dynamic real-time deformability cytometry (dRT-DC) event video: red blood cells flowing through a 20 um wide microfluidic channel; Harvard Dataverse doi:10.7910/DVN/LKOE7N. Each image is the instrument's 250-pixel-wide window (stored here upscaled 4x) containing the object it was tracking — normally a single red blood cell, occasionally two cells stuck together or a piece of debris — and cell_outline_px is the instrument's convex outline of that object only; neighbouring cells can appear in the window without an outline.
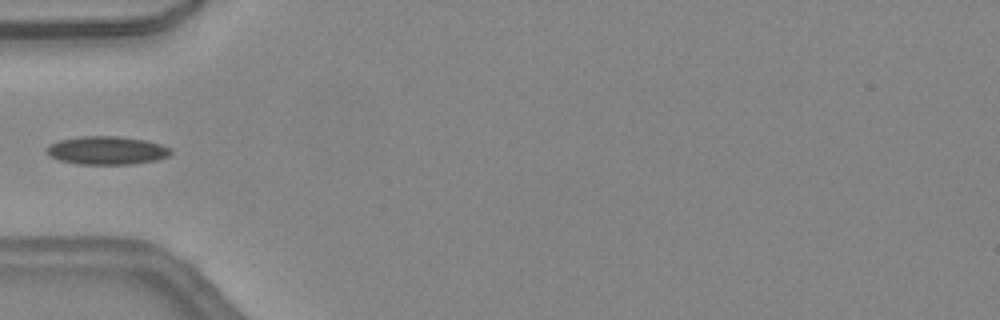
{"species": "common noctule bat (a hibernating species)", "species_latin": "Nyctalus noctula", "temperature_condition": "warm", "stored_images_in_passage": 31, "camera_frame_rate_fps": 3000, "um_per_image_px": 0.085, "animal": {"sex": "female", "body_mass_g": 24.6, "forearm_length_mm": 56.2}, "frame": {"image": 1, "passage_image": 1, "time_ms": 0.0, "image_size_px": [1000, 320], "cell_outline_px": [[172, 152], [168, 156], [156, 160], [132, 164], [76, 164], [60, 160], [52, 156], [44, 148], [48, 144], [60, 140], [80, 136], [120, 136], [144, 140], [160, 144], [172, 148]], "centroid_in_image_um": [9.08, 12.78], "position_along_channel_um": 75.9, "area_um2": 20.46}}
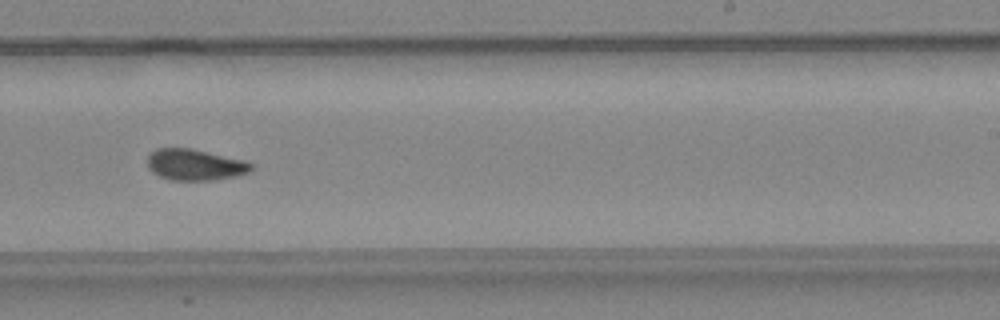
{"frame": {"image": 2, "passage_image": 14, "time_ms": 4.333, "image_size_px": [1000, 320], "cell_outline_px": [[252, 168], [248, 172], [236, 176], [212, 180], [168, 180], [152, 172], [148, 168], [148, 156], [156, 148], [192, 148], [244, 160], [252, 164]], "centroid_in_image_um": [16.55, 14.0], "position_along_channel_um": 272.5, "area_um2": 18.84}}
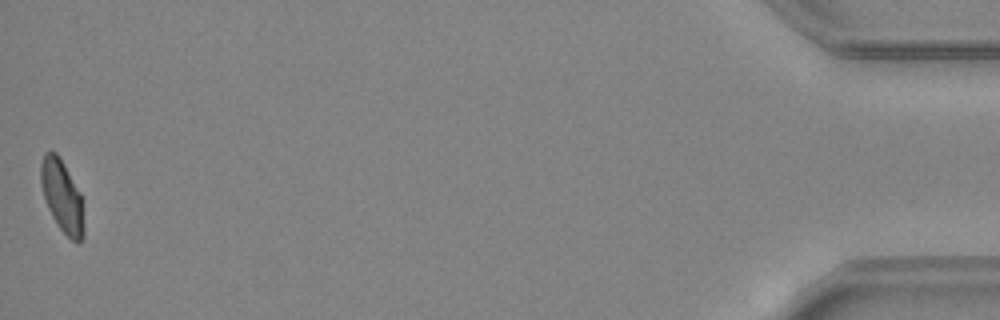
{"frame": {"image": 3, "passage_image": 31, "time_ms": 10.0, "image_size_px": [1000, 320], "cell_outline_px": [[84, 236], [80, 240], [72, 240], [56, 224], [48, 208], [40, 184], [40, 164], [44, 152], [56, 152], [80, 192], [84, 228]], "centroid_in_image_um": [5.25, 16.66], "position_along_channel_um": 430.0, "area_um2": 17.74}}